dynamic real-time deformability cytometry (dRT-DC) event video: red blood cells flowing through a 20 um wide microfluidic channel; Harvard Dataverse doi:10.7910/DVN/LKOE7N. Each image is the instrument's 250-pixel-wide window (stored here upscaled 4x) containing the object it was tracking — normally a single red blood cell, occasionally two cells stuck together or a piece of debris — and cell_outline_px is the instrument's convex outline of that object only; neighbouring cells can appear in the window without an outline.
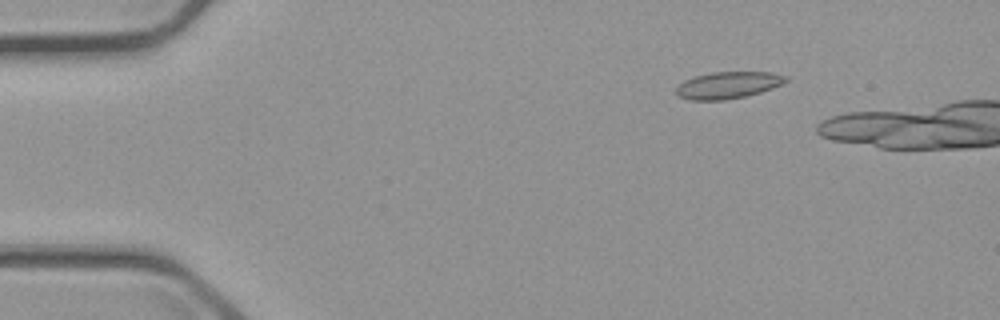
{"species": "common noctule bat (a hibernating species)", "species_latin": "Nyctalus noctula", "temperature_condition": "cold", "stored_images_in_passage": 6, "camera_frame_rate_fps": 3000, "um_per_image_px": 0.085, "animal": {"sex": "male", "body_mass_g": 23.1, "forearm_length_mm": 52.7}, "frame": {"image": 1, "passage_image": 2, "time_ms": 1.333, "image_size_px": [1000, 320], "cell_outline_px": [[788, 80], [772, 88], [760, 92], [744, 96], [724, 100], [688, 100], [680, 96], [676, 92], [676, 88], [684, 80], [696, 76], [712, 72], [772, 72], [788, 76]], "centroid_in_image_um": [61.89, 7.23], "position_along_channel_um": 23.1, "area_um2": 16.99}}
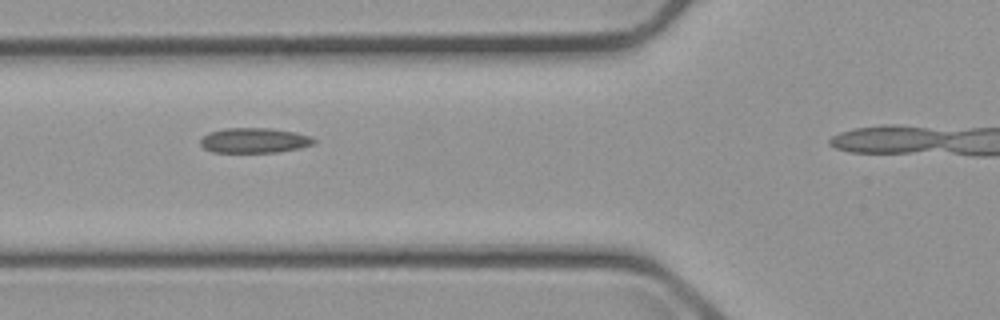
{"frame": {"image": 2, "passage_image": 5, "time_ms": 5.667, "image_size_px": [1000, 320], "cell_outline_px": [[316, 140], [312, 144], [300, 148], [276, 152], [212, 152], [204, 148], [200, 144], [200, 140], [208, 132], [224, 128], [272, 128], [296, 132], [312, 136]], "centroid_in_image_um": [21.62, 11.92], "position_along_channel_um": 104.2, "area_um2": 16.65}}